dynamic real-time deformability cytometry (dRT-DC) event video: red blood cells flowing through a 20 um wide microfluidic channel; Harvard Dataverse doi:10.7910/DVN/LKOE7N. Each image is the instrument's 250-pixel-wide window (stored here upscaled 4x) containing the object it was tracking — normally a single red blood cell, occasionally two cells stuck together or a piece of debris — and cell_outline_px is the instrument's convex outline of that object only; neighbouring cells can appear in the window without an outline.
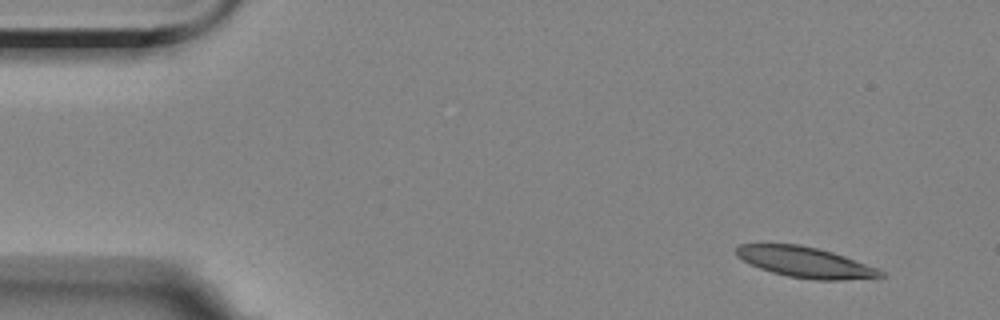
{"species": "Egyptian fruit bat (a non-hibernating species)", "species_latin": "Rousettus aegyptiacus", "temperature_condition": "room temperature", "stored_images_in_passage": 7, "camera_frame_rate_fps": 3000, "um_per_image_px": 0.085, "animal": {"sex": "female"}, "frame": {"image": 1, "passage_image": 1, "time_ms": 0.0, "image_size_px": [1000, 320], "cell_outline_px": [[888, 276], [876, 280], [816, 280], [788, 276], [772, 272], [760, 268], [736, 256], [736, 248], [740, 244], [800, 244], [832, 252], [844, 256], [876, 268], [884, 272]], "centroid_in_image_um": [68.56, 22.32], "position_along_channel_um": 16.4, "area_um2": 25.89}}
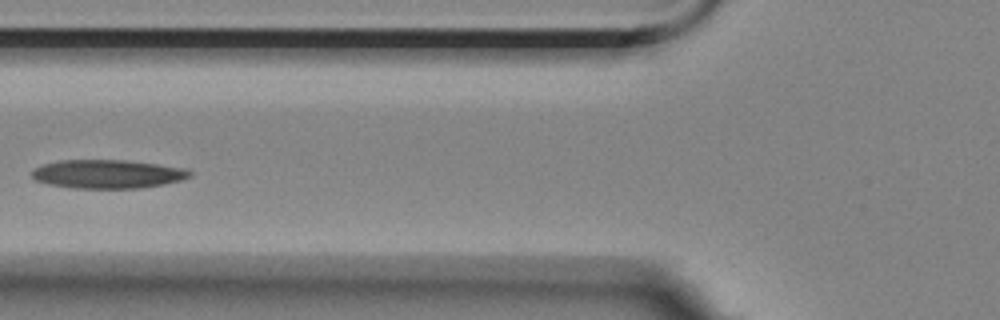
{"frame": {"image": 2, "passage_image": 6, "time_ms": 5.667, "image_size_px": [1000, 320], "cell_outline_px": [[192, 176], [180, 180], [164, 184], [140, 188], [72, 188], [48, 184], [36, 180], [32, 176], [32, 172], [36, 168], [44, 164], [60, 160], [124, 160], [188, 168], [192, 172]], "centroid_in_image_um": [9.18, 14.79], "position_along_channel_um": 116.6, "area_um2": 26.3}}
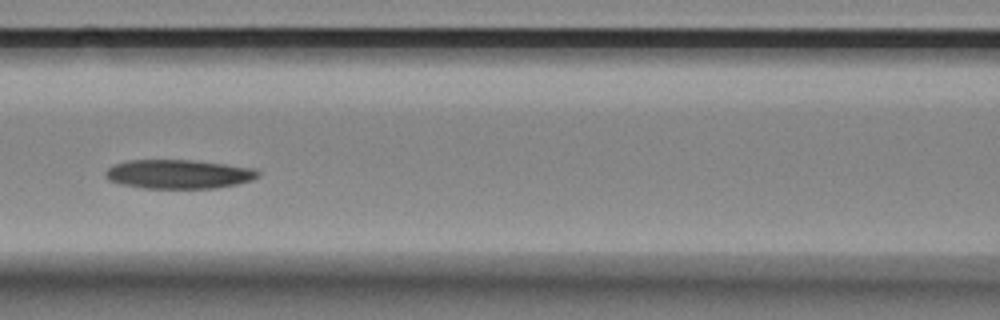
{"frame": {"image": 3, "passage_image": 7, "time_ms": 6.667, "image_size_px": [1000, 320], "cell_outline_px": [[260, 176], [252, 180], [236, 184], [216, 188], [140, 188], [120, 184], [108, 180], [104, 176], [104, 172], [108, 168], [116, 164], [128, 160], [188, 160], [224, 164], [256, 168], [260, 172]], "centroid_in_image_um": [15.18, 14.8], "position_along_channel_um": 151.4, "area_um2": 25.89}}